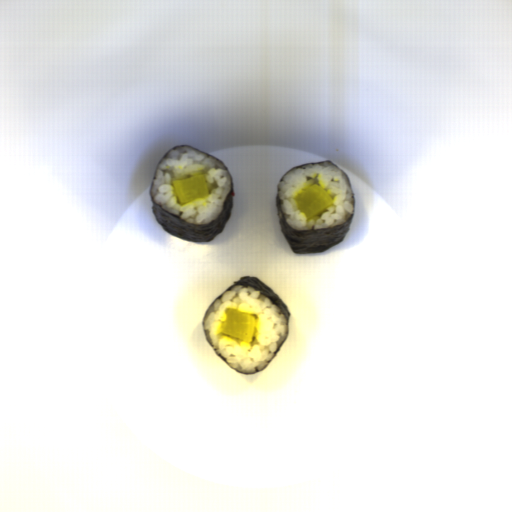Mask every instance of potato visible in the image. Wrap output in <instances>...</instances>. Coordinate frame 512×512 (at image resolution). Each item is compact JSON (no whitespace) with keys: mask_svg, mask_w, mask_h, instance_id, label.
Returning <instances> with one entry per match:
<instances>
[{"mask_svg":"<svg viewBox=\"0 0 512 512\" xmlns=\"http://www.w3.org/2000/svg\"><path fill=\"white\" fill-rule=\"evenodd\" d=\"M224 313L216 331L220 340L229 337L239 345L241 342L252 344L256 341L259 332V318L256 314L233 307L225 308Z\"/></svg>","mask_w":512,"mask_h":512,"instance_id":"obj_1","label":"potato"},{"mask_svg":"<svg viewBox=\"0 0 512 512\" xmlns=\"http://www.w3.org/2000/svg\"><path fill=\"white\" fill-rule=\"evenodd\" d=\"M293 200L297 210L305 213L307 221L321 218L322 214L329 211L328 208L335 203L328 191L319 183L302 189L293 197Z\"/></svg>","mask_w":512,"mask_h":512,"instance_id":"obj_2","label":"potato"},{"mask_svg":"<svg viewBox=\"0 0 512 512\" xmlns=\"http://www.w3.org/2000/svg\"><path fill=\"white\" fill-rule=\"evenodd\" d=\"M173 195L176 204L183 206L195 200L210 196V189L204 174H192L190 176L171 180Z\"/></svg>","mask_w":512,"mask_h":512,"instance_id":"obj_3","label":"potato"}]
</instances>
